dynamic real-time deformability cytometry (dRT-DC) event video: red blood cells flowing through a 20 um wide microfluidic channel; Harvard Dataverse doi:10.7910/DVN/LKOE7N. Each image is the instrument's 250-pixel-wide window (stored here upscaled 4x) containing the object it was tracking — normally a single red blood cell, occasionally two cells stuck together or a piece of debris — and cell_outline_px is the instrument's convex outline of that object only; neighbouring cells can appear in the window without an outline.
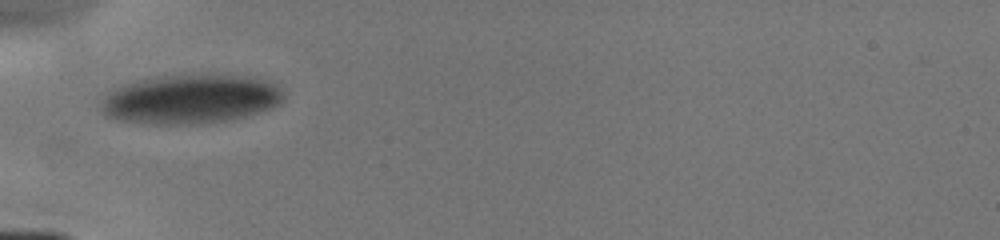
{"species": "human", "species_latin": "Homo sapiens", "temperature_condition": "cold", "stored_images_in_passage": 2, "camera_frame_rate_fps": 3000, "um_per_image_px": 0.085, "donor": {"sex": "male"}, "frame": {"image": 1, "passage_image": 1, "time_ms": 0.0, "image_size_px": [1000, 240], "cell_outline_px": [[284, 100], [280, 104], [272, 108], [228, 120], [200, 124], [156, 124], [120, 120], [104, 116], [100, 104], [108, 92], [124, 84], [140, 80], [160, 76], [200, 72], [244, 76], [264, 80], [280, 84], [284, 92]], "centroid_in_image_um": [16.24, 8.39], "position_along_channel_um": 68.8, "area_um2": 53.18}}